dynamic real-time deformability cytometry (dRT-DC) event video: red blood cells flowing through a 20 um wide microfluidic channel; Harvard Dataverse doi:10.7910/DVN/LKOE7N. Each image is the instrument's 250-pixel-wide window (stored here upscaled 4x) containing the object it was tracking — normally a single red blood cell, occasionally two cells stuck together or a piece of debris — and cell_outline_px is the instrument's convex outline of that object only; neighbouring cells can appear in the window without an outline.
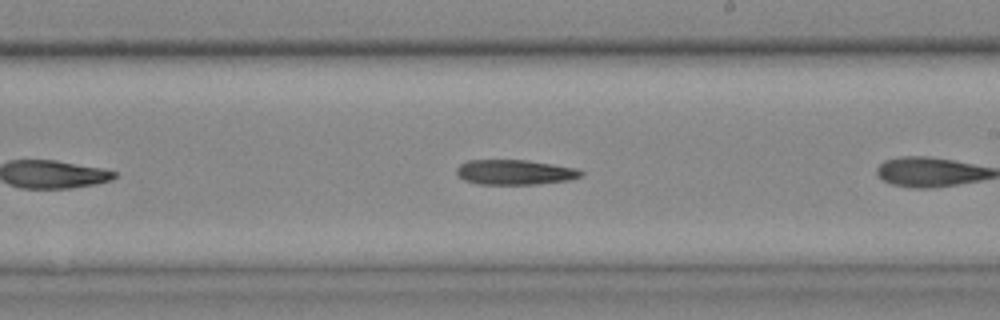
{"species": "common noctule bat (a hibernating species)", "species_latin": "Nyctalus noctula", "temperature_condition": "cold", "stored_images_in_passage": 28, "camera_frame_rate_fps": 3000, "um_per_image_px": 0.085, "animal": {"sex": "female", "body_mass_g": 25.1}, "frame": {"image": 1, "passage_image": 16, "time_ms": 5.0, "image_size_px": [1000, 320], "cell_outline_px": [[584, 176], [572, 180], [536, 184], [480, 184], [464, 180], [456, 172], [456, 168], [460, 164], [468, 160], [528, 160], [576, 168], [584, 172]], "centroid_in_image_um": [43.81, 14.64], "position_along_channel_um": 245.2, "area_um2": 18.21}}